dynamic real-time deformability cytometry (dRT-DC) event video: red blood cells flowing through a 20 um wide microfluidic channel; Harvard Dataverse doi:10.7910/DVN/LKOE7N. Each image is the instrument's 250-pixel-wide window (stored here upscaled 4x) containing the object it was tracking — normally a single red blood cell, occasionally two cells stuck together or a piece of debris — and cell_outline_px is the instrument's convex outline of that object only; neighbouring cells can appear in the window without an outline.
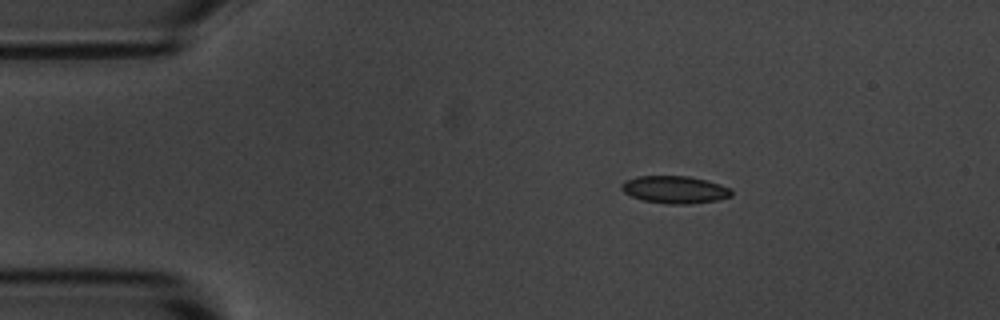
{"species": "common noctule bat (a hibernating species)", "species_latin": "Nyctalus noctula", "temperature_condition": "room temperature", "stored_images_in_passage": 6, "camera_frame_rate_fps": 3000, "um_per_image_px": 0.085, "animal": {"sex": "male", "body_mass_g": 20.1, "forearm_length_mm": 53.5}, "frame": {"image": 1, "passage_image": 2, "time_ms": 1.333, "image_size_px": [1000, 320], "cell_outline_px": [[732, 196], [716, 200], [688, 204], [668, 204], [640, 200], [624, 192], [620, 188], [620, 184], [624, 180], [636, 176], [688, 176], [708, 180], [720, 184], [728, 188], [732, 192]], "centroid_in_image_um": [57.31, 16.11], "position_along_channel_um": 27.7, "area_um2": 17.69}}
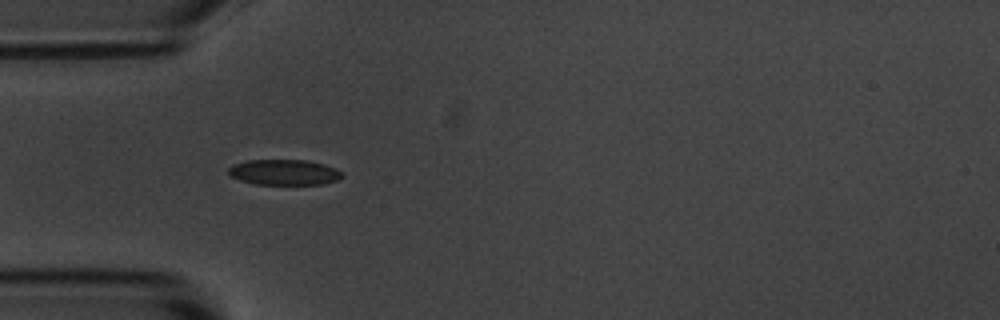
{"frame": {"image": 2, "passage_image": 4, "time_ms": 3.667, "image_size_px": [1000, 320], "cell_outline_px": [[344, 176], [336, 180], [324, 184], [256, 184], [240, 180], [228, 176], [228, 168], [232, 164], [248, 160], [304, 160], [324, 164], [340, 172]], "centroid_in_image_um": [24.08, 14.64], "position_along_channel_um": 60.9, "area_um2": 16.82}}
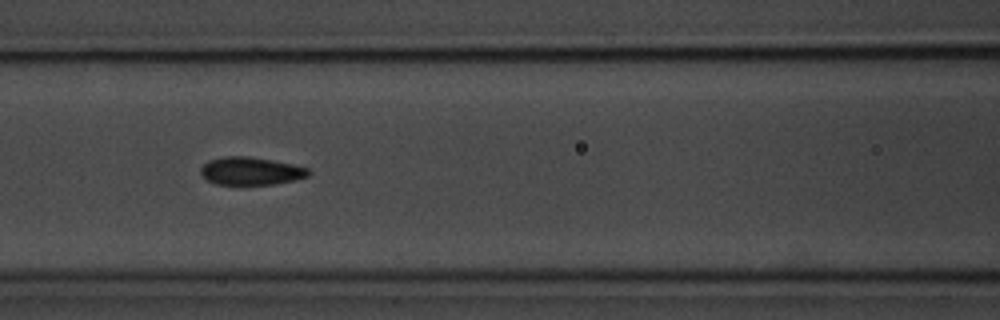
{"frame": {"image": 3, "passage_image": 6, "time_ms": 6.0, "image_size_px": [1000, 320], "cell_outline_px": [[312, 172], [308, 176], [296, 180], [272, 184], [216, 184], [208, 180], [200, 172], [200, 168], [208, 160], [224, 156], [248, 156], [272, 160], [292, 164], [308, 168]], "centroid_in_image_um": [21.34, 14.53], "position_along_channel_um": 145.3, "area_um2": 17.46}}